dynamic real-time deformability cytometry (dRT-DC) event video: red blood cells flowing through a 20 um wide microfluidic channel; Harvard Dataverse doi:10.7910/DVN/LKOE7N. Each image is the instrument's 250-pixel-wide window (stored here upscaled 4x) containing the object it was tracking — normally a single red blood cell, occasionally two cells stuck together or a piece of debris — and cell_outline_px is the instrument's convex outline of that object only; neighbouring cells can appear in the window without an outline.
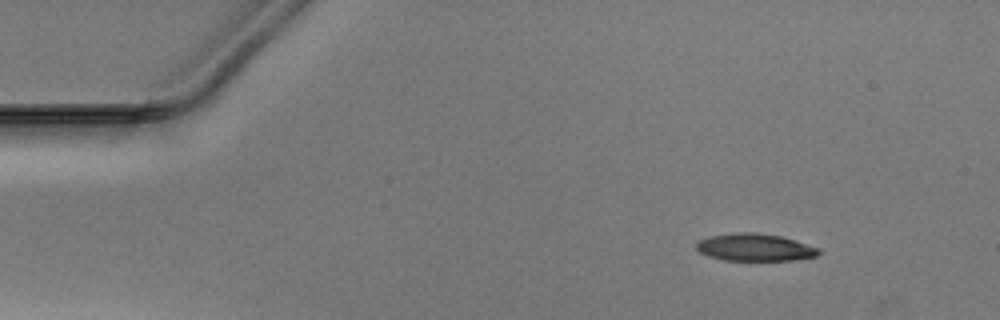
{"species": "Egyptian fruit bat (a non-hibernating species)", "species_latin": "Rousettus aegyptiacus", "temperature_condition": "warm", "stored_images_in_passage": 40, "camera_frame_rate_fps": 3000, "um_per_image_px": 0.085, "animal": {"sex": "male"}, "frame": {"image": 1, "passage_image": 1, "time_ms": 0.0, "image_size_px": [1000, 320], "cell_outline_px": [[820, 252], [816, 256], [792, 260], [724, 260], [708, 256], [700, 252], [696, 248], [696, 240], [708, 236], [732, 232], [756, 232], [780, 236], [796, 240], [820, 248]], "centroid_in_image_um": [64.13, 21.01], "position_along_channel_um": 20.9, "area_um2": 19.71}}
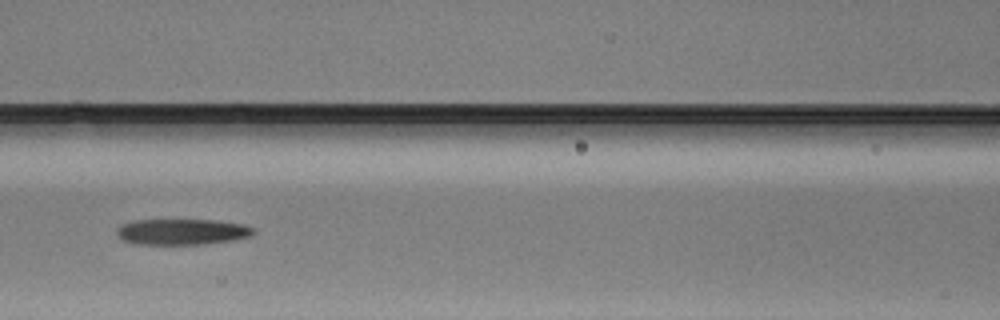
{"frame": {"image": 2, "passage_image": 17, "time_ms": 5.333, "image_size_px": [1000, 320], "cell_outline_px": [[256, 232], [252, 236], [232, 240], [204, 244], [136, 244], [124, 240], [116, 232], [116, 228], [120, 224], [132, 220], [216, 220], [244, 224], [252, 228]], "centroid_in_image_um": [15.47, 19.69], "position_along_channel_um": 151.1, "area_um2": 20.69}}
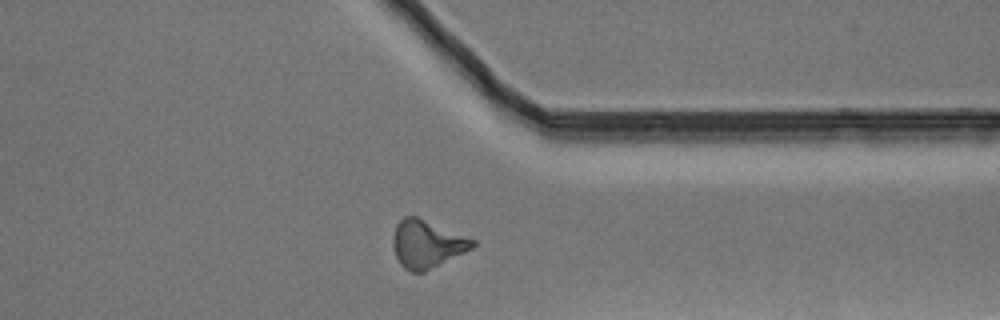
{"frame": {"image": 3, "passage_image": 34, "time_ms": 11.0, "image_size_px": [1000, 320], "cell_outline_px": [[476, 244], [472, 248], [424, 272], [412, 272], [404, 268], [400, 264], [396, 256], [392, 244], [392, 236], [396, 224], [404, 216], [416, 216], [476, 240]], "centroid_in_image_um": [36.25, 20.73], "position_along_channel_um": 375.1, "area_um2": 21.96}}